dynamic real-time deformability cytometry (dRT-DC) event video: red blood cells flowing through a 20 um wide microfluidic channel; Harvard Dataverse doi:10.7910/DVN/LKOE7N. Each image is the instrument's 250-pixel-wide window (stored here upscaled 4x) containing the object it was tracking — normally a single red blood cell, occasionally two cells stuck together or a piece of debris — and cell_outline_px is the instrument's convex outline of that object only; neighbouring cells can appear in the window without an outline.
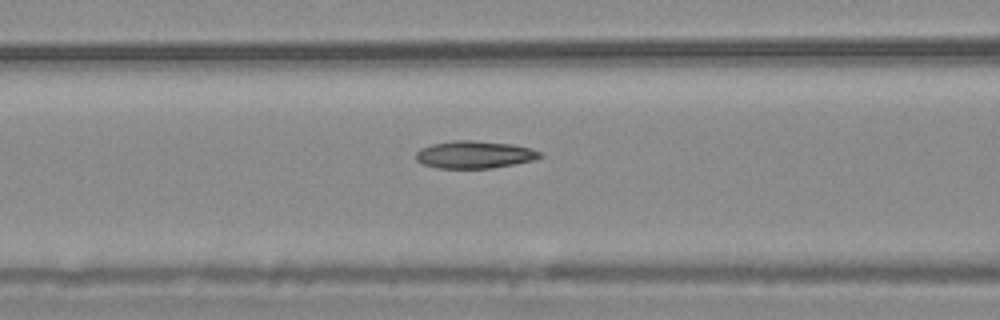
{"species": "common noctule bat (a hibernating species)", "species_latin": "Nyctalus noctula", "temperature_condition": "warm", "stored_images_in_passage": 26, "camera_frame_rate_fps": 3000, "um_per_image_px": 0.085, "animal": {"sex": "male", "body_mass_g": 20.4}, "frame": {"image": 1, "passage_image": 22, "time_ms": 7.0, "image_size_px": [1000, 320], "cell_outline_px": [[544, 156], [532, 160], [492, 168], [436, 168], [424, 164], [416, 160], [416, 152], [420, 148], [432, 144], [452, 140], [472, 140], [512, 144], [532, 148], [540, 152]], "centroid_in_image_um": [40.32, 13.13], "position_along_channel_um": 126.3, "area_um2": 19.83}}
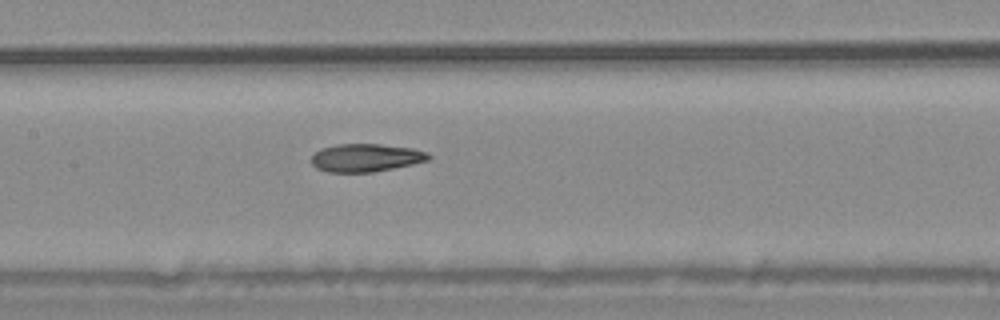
{"frame": {"image": 2, "passage_image": 26, "time_ms": 8.333, "image_size_px": [1000, 320], "cell_outline_px": [[432, 156], [428, 160], [412, 164], [372, 172], [328, 172], [316, 168], [312, 164], [312, 156], [320, 148], [340, 144], [380, 144], [412, 148], [428, 152]], "centroid_in_image_um": [31.1, 13.4], "position_along_channel_um": 176.3, "area_um2": 19.02}}